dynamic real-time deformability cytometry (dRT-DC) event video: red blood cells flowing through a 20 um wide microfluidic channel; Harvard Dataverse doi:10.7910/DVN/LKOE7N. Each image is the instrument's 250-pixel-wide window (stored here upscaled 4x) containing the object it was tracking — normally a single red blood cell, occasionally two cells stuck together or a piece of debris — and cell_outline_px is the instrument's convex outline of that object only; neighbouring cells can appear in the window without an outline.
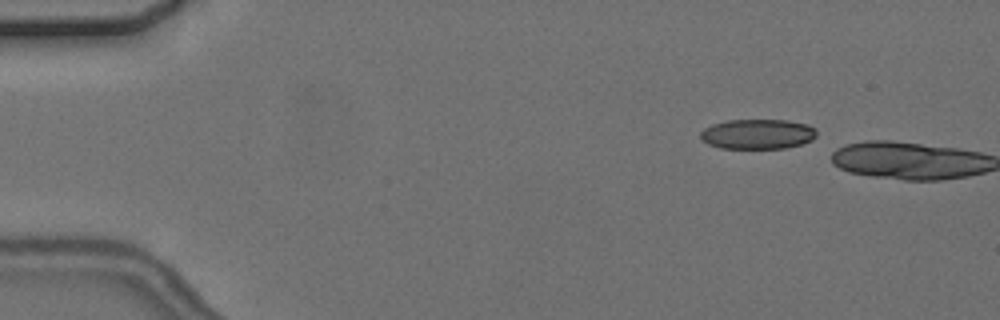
{"species": "common noctule bat (a hibernating species)", "species_latin": "Nyctalus noctula", "temperature_condition": "cold", "stored_images_in_passage": 2, "camera_frame_rate_fps": 3000, "um_per_image_px": 0.085, "animal": {"sex": "female", "body_mass_g": 24.6, "forearm_length_mm": 56.2}, "frame": {"image": 1, "passage_image": 1, "time_ms": 0.0, "image_size_px": [1000, 320], "cell_outline_px": [[816, 136], [812, 140], [800, 144], [784, 148], [720, 148], [708, 144], [700, 140], [700, 132], [704, 128], [712, 124], [728, 120], [788, 120], [808, 124], [816, 128]], "centroid_in_image_um": [64.38, 11.39], "position_along_channel_um": 20.6, "area_um2": 20.4}}